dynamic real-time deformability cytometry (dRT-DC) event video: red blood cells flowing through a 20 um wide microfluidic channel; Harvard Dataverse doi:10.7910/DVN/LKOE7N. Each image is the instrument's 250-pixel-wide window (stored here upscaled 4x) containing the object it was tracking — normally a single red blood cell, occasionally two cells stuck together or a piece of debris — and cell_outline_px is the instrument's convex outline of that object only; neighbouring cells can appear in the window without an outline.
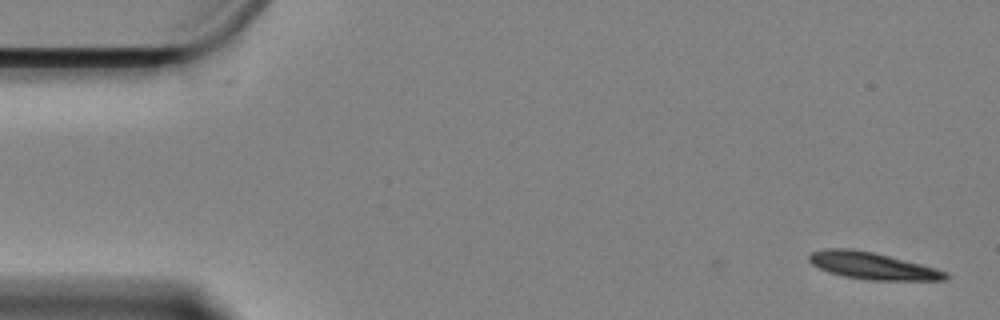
{"species": "Egyptian fruit bat (a non-hibernating species)", "species_latin": "Rousettus aegyptiacus", "temperature_condition": "cold", "stored_images_in_passage": 3, "camera_frame_rate_fps": 3000, "um_per_image_px": 0.085, "animal": {"sex": "female"}, "frame": {"image": 1, "passage_image": 1, "time_ms": 0.0, "image_size_px": [1000, 320], "cell_outline_px": [[952, 276], [948, 280], [868, 280], [844, 276], [828, 272], [812, 264], [808, 260], [808, 256], [812, 252], [828, 248], [852, 248], [872, 252], [936, 268], [948, 272]], "centroid_in_image_um": [74.18, 22.6], "position_along_channel_um": 10.8, "area_um2": 21.39}}